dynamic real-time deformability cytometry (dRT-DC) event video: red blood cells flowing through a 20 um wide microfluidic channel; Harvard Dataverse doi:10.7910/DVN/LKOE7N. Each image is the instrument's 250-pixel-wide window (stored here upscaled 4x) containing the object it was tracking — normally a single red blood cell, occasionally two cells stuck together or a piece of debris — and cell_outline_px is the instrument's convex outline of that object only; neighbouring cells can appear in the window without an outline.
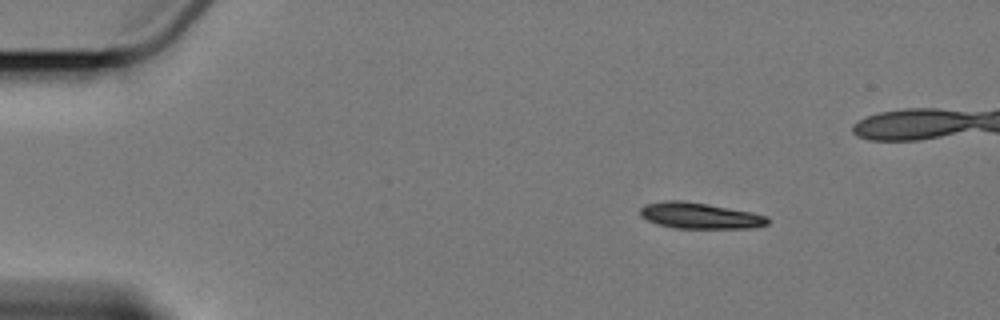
{"species": "Egyptian fruit bat (a non-hibernating species)", "species_latin": "Rousettus aegyptiacus", "temperature_condition": "cold", "stored_images_in_passage": 4, "camera_frame_rate_fps": 3000, "um_per_image_px": 0.085, "animal": {"sex": "female"}, "frame": {"image": 1, "passage_image": 1, "time_ms": 0.0, "image_size_px": [1000, 320], "cell_outline_px": [[768, 224], [752, 228], [672, 228], [656, 224], [640, 216], [640, 208], [644, 204], [668, 200], [680, 200], [708, 204], [752, 212], [768, 216]], "centroid_in_image_um": [59.46, 18.33], "position_along_channel_um": 25.5, "area_um2": 19.42}}